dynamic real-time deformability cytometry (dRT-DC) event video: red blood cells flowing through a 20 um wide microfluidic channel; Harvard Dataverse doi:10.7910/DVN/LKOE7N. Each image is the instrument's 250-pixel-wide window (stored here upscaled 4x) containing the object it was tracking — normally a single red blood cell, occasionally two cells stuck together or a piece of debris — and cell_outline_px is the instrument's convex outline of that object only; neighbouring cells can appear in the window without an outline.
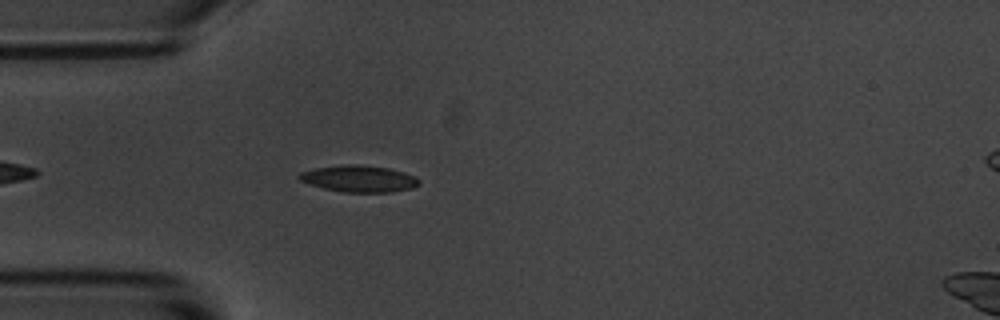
{"species": "common noctule bat (a hibernating species)", "species_latin": "Nyctalus noctula", "temperature_condition": "room temperature", "stored_images_in_passage": 5, "camera_frame_rate_fps": 3000, "um_per_image_px": 0.085, "animal": {"sex": "male", "body_mass_g": 20.1, "forearm_length_mm": 53.5}, "frame": {"image": 1, "passage_image": 5, "time_ms": 1.333, "image_size_px": [1000, 320], "cell_outline_px": [[420, 184], [412, 188], [392, 192], [344, 192], [324, 188], [300, 180], [296, 176], [300, 172], [316, 168], [348, 164], [356, 164], [388, 168], [404, 172], [416, 176], [420, 180]], "centroid_in_image_um": [30.55, 15.19], "position_along_channel_um": 54.4, "area_um2": 18.5}}